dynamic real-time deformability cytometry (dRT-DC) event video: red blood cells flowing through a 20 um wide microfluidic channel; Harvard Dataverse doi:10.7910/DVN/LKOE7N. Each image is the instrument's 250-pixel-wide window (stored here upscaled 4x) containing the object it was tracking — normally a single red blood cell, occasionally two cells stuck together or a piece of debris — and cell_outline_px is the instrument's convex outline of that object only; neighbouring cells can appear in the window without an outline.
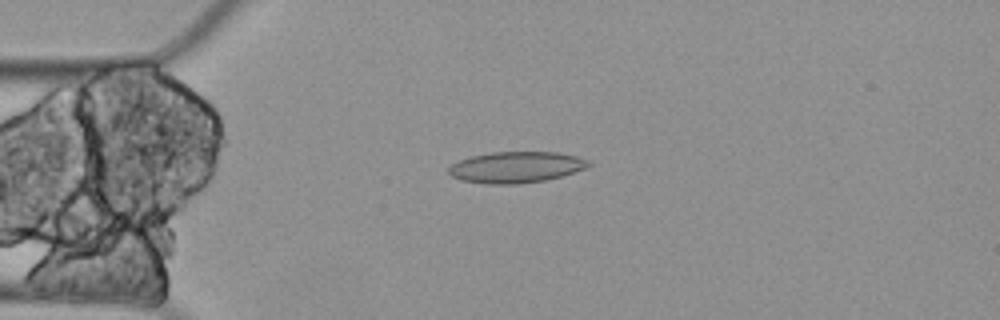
{"species": "Egyptian fruit bat (a non-hibernating species)", "species_latin": "Rousettus aegyptiacus", "temperature_condition": "cold", "stored_images_in_passage": 5, "camera_frame_rate_fps": 3000, "um_per_image_px": 0.085, "animal": {"sex": "female"}, "frame": {"image": 1, "passage_image": 4, "time_ms": 1.0, "image_size_px": [1000, 320], "cell_outline_px": [[592, 164], [588, 168], [560, 176], [544, 180], [520, 184], [488, 184], [460, 180], [452, 176], [448, 172], [448, 168], [452, 164], [460, 160], [472, 156], [492, 152], [556, 152], [576, 156], [588, 160]], "centroid_in_image_um": [43.87, 14.21], "position_along_channel_um": 41.1, "area_um2": 25.37}}